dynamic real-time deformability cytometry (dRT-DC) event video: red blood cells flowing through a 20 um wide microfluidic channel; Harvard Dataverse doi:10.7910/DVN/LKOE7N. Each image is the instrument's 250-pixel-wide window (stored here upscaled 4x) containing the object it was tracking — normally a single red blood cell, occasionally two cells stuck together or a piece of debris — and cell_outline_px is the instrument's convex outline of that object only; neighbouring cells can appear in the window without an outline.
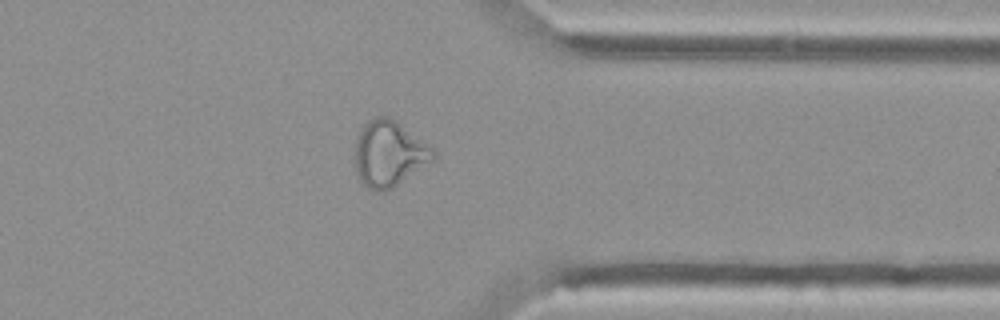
{"species": "Egyptian fruit bat (a non-hibernating species)", "species_latin": "Rousettus aegyptiacus", "temperature_condition": "cold", "stored_images_in_passage": 38, "camera_frame_rate_fps": 3000, "um_per_image_px": 0.085, "animal": {"sex": "female"}, "frame": {"image": 1, "passage_image": 27, "time_ms": 8.667, "image_size_px": [1000, 320], "cell_outline_px": [[436, 160], [392, 188], [384, 192], [380, 192], [368, 188], [360, 180], [356, 172], [356, 136], [360, 128], [368, 120], [376, 116], [388, 116], [396, 120], [428, 144], [436, 152]], "centroid_in_image_um": [33.09, 13.06], "position_along_channel_um": 378.3, "area_um2": 30.29}, "authors_computed_cell_mechanics": {"area_um2": 27.7729, "velocity_mm_per_s": 3.7426, "shape_relaxation_time_tau1_ms": null, "shape_relaxation_time_tau2_ms": 1.4444, "deformation_change_tau1": null, "deformation_change_tau2": 0.0972}}